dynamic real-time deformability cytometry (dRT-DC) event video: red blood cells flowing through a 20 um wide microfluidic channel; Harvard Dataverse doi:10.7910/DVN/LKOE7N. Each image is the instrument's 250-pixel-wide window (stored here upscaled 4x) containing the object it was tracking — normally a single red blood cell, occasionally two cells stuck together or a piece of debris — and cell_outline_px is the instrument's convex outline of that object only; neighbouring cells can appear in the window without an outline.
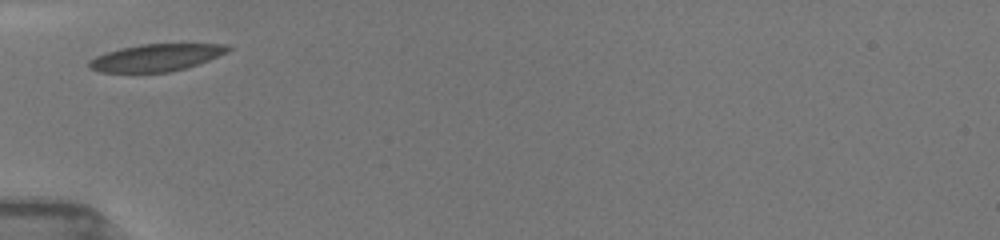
{"species": "common noctule bat (a hibernating species)", "species_latin": "Nyctalus noctula", "temperature_condition": "room temperature", "stored_images_in_passage": 34, "camera_frame_rate_fps": 3000, "um_per_image_px": 0.085, "animal": {"sex": "female", "body_mass_g": 19.5, "forearm_length_mm": 54.1}, "frame": {"image": 1, "passage_image": 1, "time_ms": 0.0, "image_size_px": [1000, 240], "cell_outline_px": [[232, 48], [208, 60], [184, 68], [168, 72], [100, 72], [88, 68], [88, 60], [96, 56], [120, 48], [140, 44], [228, 44]], "centroid_in_image_um": [13.2, 4.89], "position_along_channel_um": 71.8, "area_um2": 21.68}}
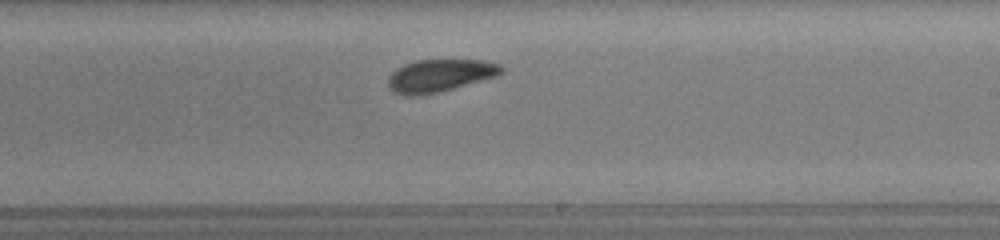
{"frame": {"image": 2, "passage_image": 19, "time_ms": 4.667, "image_size_px": [1000, 240], "cell_outline_px": [[504, 72], [500, 76], [440, 92], [420, 96], [404, 96], [392, 92], [388, 88], [388, 76], [396, 68], [404, 64], [416, 60], [484, 60], [500, 64], [504, 68]], "centroid_in_image_um": [37.4, 6.44], "position_along_channel_um": 251.6, "area_um2": 22.08}}
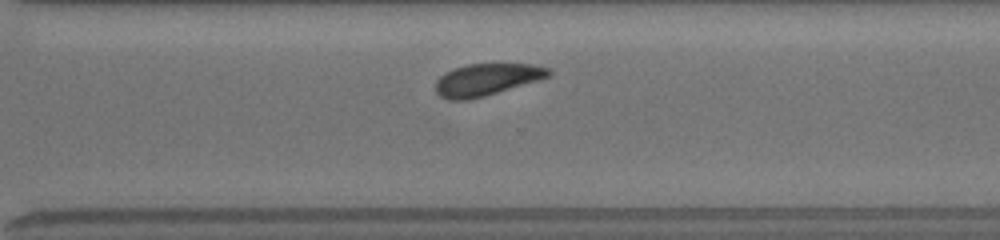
{"frame": {"image": 3, "passage_image": 30, "time_ms": 6.667, "image_size_px": [1000, 240], "cell_outline_px": [[552, 76], [540, 80], [484, 96], [468, 100], [448, 100], [440, 96], [436, 92], [436, 80], [444, 72], [468, 64], [532, 64], [552, 68]], "centroid_in_image_um": [41.41, 6.76], "position_along_channel_um": 329.2, "area_um2": 21.21}}